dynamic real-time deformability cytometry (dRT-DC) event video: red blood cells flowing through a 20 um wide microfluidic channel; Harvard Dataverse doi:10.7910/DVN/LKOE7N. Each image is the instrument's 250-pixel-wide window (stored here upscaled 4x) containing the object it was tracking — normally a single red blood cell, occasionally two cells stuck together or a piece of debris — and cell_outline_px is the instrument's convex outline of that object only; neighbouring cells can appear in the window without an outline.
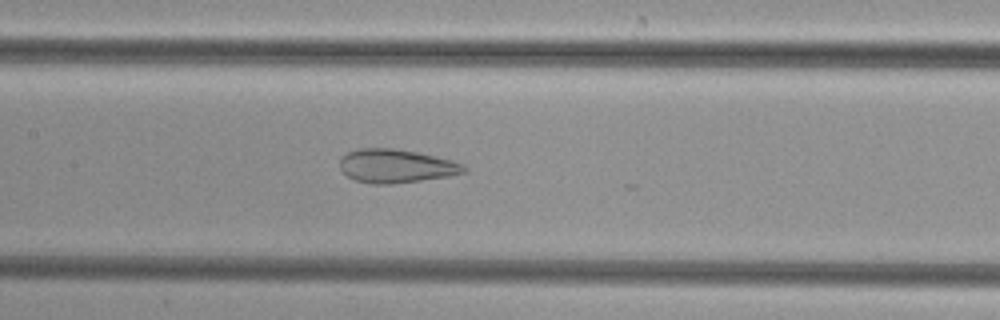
{"species": "common noctule bat (a hibernating species)", "species_latin": "Nyctalus noctula", "temperature_condition": "cold", "stored_images_in_passage": 49, "camera_frame_rate_fps": 3000, "um_per_image_px": 0.085, "animal": {"sex": "female", "body_mass_g": 29.2, "forearm_length_mm": 56.3}, "frame": {"image": 1, "passage_image": 23, "time_ms": 7.333, "image_size_px": [1000, 320], "cell_outline_px": [[468, 172], [448, 176], [392, 184], [372, 184], [356, 180], [348, 176], [340, 168], [340, 156], [348, 152], [360, 148], [392, 148], [416, 152], [452, 160], [464, 164], [468, 168]], "centroid_in_image_um": [33.68, 14.11], "position_along_channel_um": 173.7, "area_um2": 24.28}}
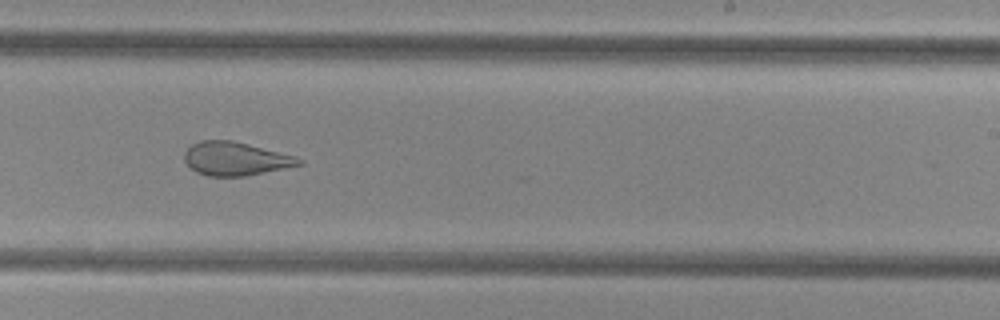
{"frame": {"image": 2, "passage_image": 30, "time_ms": 9.667, "image_size_px": [1000, 320], "cell_outline_px": [[304, 164], [244, 176], [208, 176], [196, 172], [184, 160], [184, 152], [192, 144], [200, 140], [232, 140], [296, 156], [304, 160]], "centroid_in_image_um": [20.02, 13.48], "position_along_channel_um": 269.0, "area_um2": 22.25}}
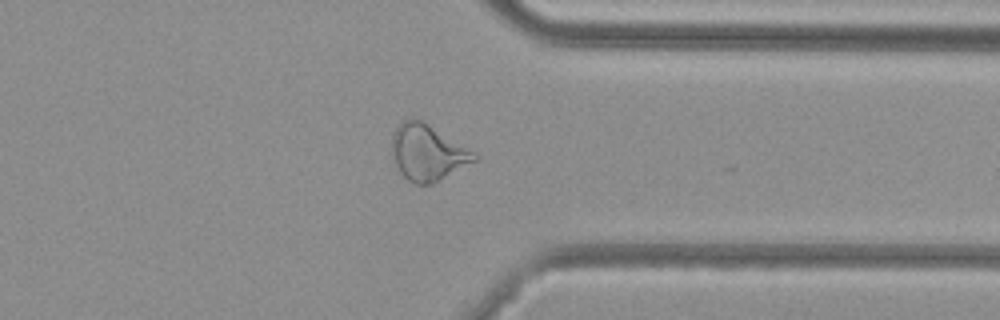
{"frame": {"image": 3, "passage_image": 38, "time_ms": 12.333, "image_size_px": [1000, 320], "cell_outline_px": [[480, 156], [476, 160], [432, 184], [416, 184], [408, 180], [400, 172], [392, 160], [392, 132], [408, 116], [416, 116], [476, 152]], "centroid_in_image_um": [36.33, 12.93], "position_along_channel_um": 375.1, "area_um2": 27.22}}